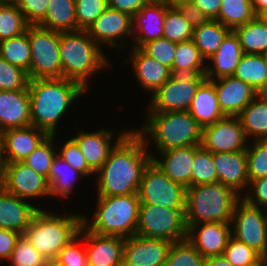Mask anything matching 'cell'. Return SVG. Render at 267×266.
Returning a JSON list of instances; mask_svg holds the SVG:
<instances>
[{
  "instance_id": "obj_1",
  "label": "cell",
  "mask_w": 267,
  "mask_h": 266,
  "mask_svg": "<svg viewBox=\"0 0 267 266\" xmlns=\"http://www.w3.org/2000/svg\"><path fill=\"white\" fill-rule=\"evenodd\" d=\"M108 159L97 174V196L138 193L145 167L152 159L147 140L135 131L118 135Z\"/></svg>"
},
{
  "instance_id": "obj_2",
  "label": "cell",
  "mask_w": 267,
  "mask_h": 266,
  "mask_svg": "<svg viewBox=\"0 0 267 266\" xmlns=\"http://www.w3.org/2000/svg\"><path fill=\"white\" fill-rule=\"evenodd\" d=\"M31 124L56 135L57 123L70 105L86 90L66 78L32 79L28 84Z\"/></svg>"
},
{
  "instance_id": "obj_3",
  "label": "cell",
  "mask_w": 267,
  "mask_h": 266,
  "mask_svg": "<svg viewBox=\"0 0 267 266\" xmlns=\"http://www.w3.org/2000/svg\"><path fill=\"white\" fill-rule=\"evenodd\" d=\"M59 52L63 78L77 82L85 90L91 75L109 67L106 55L87 30L60 32Z\"/></svg>"
},
{
  "instance_id": "obj_4",
  "label": "cell",
  "mask_w": 267,
  "mask_h": 266,
  "mask_svg": "<svg viewBox=\"0 0 267 266\" xmlns=\"http://www.w3.org/2000/svg\"><path fill=\"white\" fill-rule=\"evenodd\" d=\"M146 120L141 131L135 132L141 137L149 135L159 152L201 145L202 127L188 111L148 112Z\"/></svg>"
},
{
  "instance_id": "obj_5",
  "label": "cell",
  "mask_w": 267,
  "mask_h": 266,
  "mask_svg": "<svg viewBox=\"0 0 267 266\" xmlns=\"http://www.w3.org/2000/svg\"><path fill=\"white\" fill-rule=\"evenodd\" d=\"M97 208L93 221L83 217V225L98 235H136L139 221L140 200L138 193L119 196H97Z\"/></svg>"
},
{
  "instance_id": "obj_6",
  "label": "cell",
  "mask_w": 267,
  "mask_h": 266,
  "mask_svg": "<svg viewBox=\"0 0 267 266\" xmlns=\"http://www.w3.org/2000/svg\"><path fill=\"white\" fill-rule=\"evenodd\" d=\"M240 196L222 183L189 186L186 189V224L231 223Z\"/></svg>"
},
{
  "instance_id": "obj_7",
  "label": "cell",
  "mask_w": 267,
  "mask_h": 266,
  "mask_svg": "<svg viewBox=\"0 0 267 266\" xmlns=\"http://www.w3.org/2000/svg\"><path fill=\"white\" fill-rule=\"evenodd\" d=\"M83 216L77 213L58 216L39 209L23 234L28 241L49 261L78 233Z\"/></svg>"
},
{
  "instance_id": "obj_8",
  "label": "cell",
  "mask_w": 267,
  "mask_h": 266,
  "mask_svg": "<svg viewBox=\"0 0 267 266\" xmlns=\"http://www.w3.org/2000/svg\"><path fill=\"white\" fill-rule=\"evenodd\" d=\"M206 69H170V78L151 98L148 112L188 111L200 84L206 79Z\"/></svg>"
},
{
  "instance_id": "obj_9",
  "label": "cell",
  "mask_w": 267,
  "mask_h": 266,
  "mask_svg": "<svg viewBox=\"0 0 267 266\" xmlns=\"http://www.w3.org/2000/svg\"><path fill=\"white\" fill-rule=\"evenodd\" d=\"M31 63L28 77L32 79L63 78L59 52L60 32L29 25Z\"/></svg>"
},
{
  "instance_id": "obj_10",
  "label": "cell",
  "mask_w": 267,
  "mask_h": 266,
  "mask_svg": "<svg viewBox=\"0 0 267 266\" xmlns=\"http://www.w3.org/2000/svg\"><path fill=\"white\" fill-rule=\"evenodd\" d=\"M136 235L165 239L172 243L185 240L187 237L185 209H170L160 205L140 203Z\"/></svg>"
},
{
  "instance_id": "obj_11",
  "label": "cell",
  "mask_w": 267,
  "mask_h": 266,
  "mask_svg": "<svg viewBox=\"0 0 267 266\" xmlns=\"http://www.w3.org/2000/svg\"><path fill=\"white\" fill-rule=\"evenodd\" d=\"M241 197L242 195L238 198L233 211L231 225L234 226L231 235L254 249L263 258H267L266 210Z\"/></svg>"
},
{
  "instance_id": "obj_12",
  "label": "cell",
  "mask_w": 267,
  "mask_h": 266,
  "mask_svg": "<svg viewBox=\"0 0 267 266\" xmlns=\"http://www.w3.org/2000/svg\"><path fill=\"white\" fill-rule=\"evenodd\" d=\"M186 189L172 181L151 160L143 171L138 196L140 203L155 204L170 209H185Z\"/></svg>"
},
{
  "instance_id": "obj_13",
  "label": "cell",
  "mask_w": 267,
  "mask_h": 266,
  "mask_svg": "<svg viewBox=\"0 0 267 266\" xmlns=\"http://www.w3.org/2000/svg\"><path fill=\"white\" fill-rule=\"evenodd\" d=\"M0 186L19 198L51 196L47 178L23 162L1 163Z\"/></svg>"
},
{
  "instance_id": "obj_14",
  "label": "cell",
  "mask_w": 267,
  "mask_h": 266,
  "mask_svg": "<svg viewBox=\"0 0 267 266\" xmlns=\"http://www.w3.org/2000/svg\"><path fill=\"white\" fill-rule=\"evenodd\" d=\"M247 138L238 116H225L202 128L201 147L211 153L246 151Z\"/></svg>"
},
{
  "instance_id": "obj_15",
  "label": "cell",
  "mask_w": 267,
  "mask_h": 266,
  "mask_svg": "<svg viewBox=\"0 0 267 266\" xmlns=\"http://www.w3.org/2000/svg\"><path fill=\"white\" fill-rule=\"evenodd\" d=\"M172 242L133 235L125 238L122 266H164Z\"/></svg>"
},
{
  "instance_id": "obj_16",
  "label": "cell",
  "mask_w": 267,
  "mask_h": 266,
  "mask_svg": "<svg viewBox=\"0 0 267 266\" xmlns=\"http://www.w3.org/2000/svg\"><path fill=\"white\" fill-rule=\"evenodd\" d=\"M48 136L33 125L0 133L1 163L23 162Z\"/></svg>"
},
{
  "instance_id": "obj_17",
  "label": "cell",
  "mask_w": 267,
  "mask_h": 266,
  "mask_svg": "<svg viewBox=\"0 0 267 266\" xmlns=\"http://www.w3.org/2000/svg\"><path fill=\"white\" fill-rule=\"evenodd\" d=\"M80 237L88 243L86 249L89 266H122L125 238L120 236L98 235L82 224ZM84 233V234H83Z\"/></svg>"
},
{
  "instance_id": "obj_18",
  "label": "cell",
  "mask_w": 267,
  "mask_h": 266,
  "mask_svg": "<svg viewBox=\"0 0 267 266\" xmlns=\"http://www.w3.org/2000/svg\"><path fill=\"white\" fill-rule=\"evenodd\" d=\"M186 239L204 258L223 255L231 235V223L186 224ZM198 231V232H197Z\"/></svg>"
},
{
  "instance_id": "obj_19",
  "label": "cell",
  "mask_w": 267,
  "mask_h": 266,
  "mask_svg": "<svg viewBox=\"0 0 267 266\" xmlns=\"http://www.w3.org/2000/svg\"><path fill=\"white\" fill-rule=\"evenodd\" d=\"M133 17L108 7L87 29L89 36L99 45L115 47L122 37L133 35Z\"/></svg>"
},
{
  "instance_id": "obj_20",
  "label": "cell",
  "mask_w": 267,
  "mask_h": 266,
  "mask_svg": "<svg viewBox=\"0 0 267 266\" xmlns=\"http://www.w3.org/2000/svg\"><path fill=\"white\" fill-rule=\"evenodd\" d=\"M214 83L219 107L225 116H238L258 93L234 76L211 80Z\"/></svg>"
},
{
  "instance_id": "obj_21",
  "label": "cell",
  "mask_w": 267,
  "mask_h": 266,
  "mask_svg": "<svg viewBox=\"0 0 267 266\" xmlns=\"http://www.w3.org/2000/svg\"><path fill=\"white\" fill-rule=\"evenodd\" d=\"M217 170V182L232 189L240 196V190L248 189L249 177L246 151L212 153Z\"/></svg>"
},
{
  "instance_id": "obj_22",
  "label": "cell",
  "mask_w": 267,
  "mask_h": 266,
  "mask_svg": "<svg viewBox=\"0 0 267 266\" xmlns=\"http://www.w3.org/2000/svg\"><path fill=\"white\" fill-rule=\"evenodd\" d=\"M30 125L32 124L29 90H0V133Z\"/></svg>"
},
{
  "instance_id": "obj_23",
  "label": "cell",
  "mask_w": 267,
  "mask_h": 266,
  "mask_svg": "<svg viewBox=\"0 0 267 266\" xmlns=\"http://www.w3.org/2000/svg\"><path fill=\"white\" fill-rule=\"evenodd\" d=\"M39 208L0 186V228L23 235Z\"/></svg>"
},
{
  "instance_id": "obj_24",
  "label": "cell",
  "mask_w": 267,
  "mask_h": 266,
  "mask_svg": "<svg viewBox=\"0 0 267 266\" xmlns=\"http://www.w3.org/2000/svg\"><path fill=\"white\" fill-rule=\"evenodd\" d=\"M161 159L155 158L152 161L172 181L188 188L191 186V171L194 160V146L171 148L158 152ZM163 158V160H162Z\"/></svg>"
},
{
  "instance_id": "obj_25",
  "label": "cell",
  "mask_w": 267,
  "mask_h": 266,
  "mask_svg": "<svg viewBox=\"0 0 267 266\" xmlns=\"http://www.w3.org/2000/svg\"><path fill=\"white\" fill-rule=\"evenodd\" d=\"M170 4L161 2H148L138 13L133 16V33L135 27L138 28L137 35L133 37L136 40L133 47L141 48L145 43L162 38L163 22L166 10Z\"/></svg>"
},
{
  "instance_id": "obj_26",
  "label": "cell",
  "mask_w": 267,
  "mask_h": 266,
  "mask_svg": "<svg viewBox=\"0 0 267 266\" xmlns=\"http://www.w3.org/2000/svg\"><path fill=\"white\" fill-rule=\"evenodd\" d=\"M112 134V131L100 129L97 132H79L77 136L72 138L81 150L88 166L95 173L106 162L110 151L115 146H111Z\"/></svg>"
},
{
  "instance_id": "obj_27",
  "label": "cell",
  "mask_w": 267,
  "mask_h": 266,
  "mask_svg": "<svg viewBox=\"0 0 267 266\" xmlns=\"http://www.w3.org/2000/svg\"><path fill=\"white\" fill-rule=\"evenodd\" d=\"M243 54L238 37L231 31L216 53L208 59L213 65L206 68V79L214 80V78L233 76Z\"/></svg>"
},
{
  "instance_id": "obj_28",
  "label": "cell",
  "mask_w": 267,
  "mask_h": 266,
  "mask_svg": "<svg viewBox=\"0 0 267 266\" xmlns=\"http://www.w3.org/2000/svg\"><path fill=\"white\" fill-rule=\"evenodd\" d=\"M130 53L135 76L150 93H154L170 78V68L147 55L141 48L133 47Z\"/></svg>"
},
{
  "instance_id": "obj_29",
  "label": "cell",
  "mask_w": 267,
  "mask_h": 266,
  "mask_svg": "<svg viewBox=\"0 0 267 266\" xmlns=\"http://www.w3.org/2000/svg\"><path fill=\"white\" fill-rule=\"evenodd\" d=\"M188 112L204 128L225 117L221 111L214 83L205 79L197 89Z\"/></svg>"
},
{
  "instance_id": "obj_30",
  "label": "cell",
  "mask_w": 267,
  "mask_h": 266,
  "mask_svg": "<svg viewBox=\"0 0 267 266\" xmlns=\"http://www.w3.org/2000/svg\"><path fill=\"white\" fill-rule=\"evenodd\" d=\"M37 25L57 32L76 31L75 0H49L46 15Z\"/></svg>"
},
{
  "instance_id": "obj_31",
  "label": "cell",
  "mask_w": 267,
  "mask_h": 266,
  "mask_svg": "<svg viewBox=\"0 0 267 266\" xmlns=\"http://www.w3.org/2000/svg\"><path fill=\"white\" fill-rule=\"evenodd\" d=\"M247 140H267V100L258 94L238 115Z\"/></svg>"
},
{
  "instance_id": "obj_32",
  "label": "cell",
  "mask_w": 267,
  "mask_h": 266,
  "mask_svg": "<svg viewBox=\"0 0 267 266\" xmlns=\"http://www.w3.org/2000/svg\"><path fill=\"white\" fill-rule=\"evenodd\" d=\"M233 76L262 94L267 89V64L263 54L244 53Z\"/></svg>"
},
{
  "instance_id": "obj_33",
  "label": "cell",
  "mask_w": 267,
  "mask_h": 266,
  "mask_svg": "<svg viewBox=\"0 0 267 266\" xmlns=\"http://www.w3.org/2000/svg\"><path fill=\"white\" fill-rule=\"evenodd\" d=\"M245 54H263L267 50V24L260 16L233 30Z\"/></svg>"
},
{
  "instance_id": "obj_34",
  "label": "cell",
  "mask_w": 267,
  "mask_h": 266,
  "mask_svg": "<svg viewBox=\"0 0 267 266\" xmlns=\"http://www.w3.org/2000/svg\"><path fill=\"white\" fill-rule=\"evenodd\" d=\"M231 32L217 20H210L208 23L194 29L193 41L199 49L202 57L208 60L221 46L225 37Z\"/></svg>"
},
{
  "instance_id": "obj_35",
  "label": "cell",
  "mask_w": 267,
  "mask_h": 266,
  "mask_svg": "<svg viewBox=\"0 0 267 266\" xmlns=\"http://www.w3.org/2000/svg\"><path fill=\"white\" fill-rule=\"evenodd\" d=\"M82 176L84 175L81 172L72 168L62 158L56 155L51 164L49 177L47 179L51 197H67L72 192L74 183H76L75 181H77L79 177L82 178Z\"/></svg>"
},
{
  "instance_id": "obj_36",
  "label": "cell",
  "mask_w": 267,
  "mask_h": 266,
  "mask_svg": "<svg viewBox=\"0 0 267 266\" xmlns=\"http://www.w3.org/2000/svg\"><path fill=\"white\" fill-rule=\"evenodd\" d=\"M0 57L29 73L31 63L29 26L19 36L0 41Z\"/></svg>"
},
{
  "instance_id": "obj_37",
  "label": "cell",
  "mask_w": 267,
  "mask_h": 266,
  "mask_svg": "<svg viewBox=\"0 0 267 266\" xmlns=\"http://www.w3.org/2000/svg\"><path fill=\"white\" fill-rule=\"evenodd\" d=\"M255 16L252 0H221V8L215 20L233 31L251 21Z\"/></svg>"
},
{
  "instance_id": "obj_38",
  "label": "cell",
  "mask_w": 267,
  "mask_h": 266,
  "mask_svg": "<svg viewBox=\"0 0 267 266\" xmlns=\"http://www.w3.org/2000/svg\"><path fill=\"white\" fill-rule=\"evenodd\" d=\"M28 26L16 2L0 1V41L19 36Z\"/></svg>"
},
{
  "instance_id": "obj_39",
  "label": "cell",
  "mask_w": 267,
  "mask_h": 266,
  "mask_svg": "<svg viewBox=\"0 0 267 266\" xmlns=\"http://www.w3.org/2000/svg\"><path fill=\"white\" fill-rule=\"evenodd\" d=\"M194 29L182 14L171 5L165 13L163 22V38L181 43L193 39Z\"/></svg>"
},
{
  "instance_id": "obj_40",
  "label": "cell",
  "mask_w": 267,
  "mask_h": 266,
  "mask_svg": "<svg viewBox=\"0 0 267 266\" xmlns=\"http://www.w3.org/2000/svg\"><path fill=\"white\" fill-rule=\"evenodd\" d=\"M217 183L212 153L200 145H194V160L191 171V186Z\"/></svg>"
},
{
  "instance_id": "obj_41",
  "label": "cell",
  "mask_w": 267,
  "mask_h": 266,
  "mask_svg": "<svg viewBox=\"0 0 267 266\" xmlns=\"http://www.w3.org/2000/svg\"><path fill=\"white\" fill-rule=\"evenodd\" d=\"M55 135H48L42 143L23 161L36 173H39L48 179L51 164L57 155L53 148Z\"/></svg>"
},
{
  "instance_id": "obj_42",
  "label": "cell",
  "mask_w": 267,
  "mask_h": 266,
  "mask_svg": "<svg viewBox=\"0 0 267 266\" xmlns=\"http://www.w3.org/2000/svg\"><path fill=\"white\" fill-rule=\"evenodd\" d=\"M205 258L187 240L174 242L164 266H204Z\"/></svg>"
},
{
  "instance_id": "obj_43",
  "label": "cell",
  "mask_w": 267,
  "mask_h": 266,
  "mask_svg": "<svg viewBox=\"0 0 267 266\" xmlns=\"http://www.w3.org/2000/svg\"><path fill=\"white\" fill-rule=\"evenodd\" d=\"M253 141V147L246 148L249 185L267 176V140Z\"/></svg>"
},
{
  "instance_id": "obj_44",
  "label": "cell",
  "mask_w": 267,
  "mask_h": 266,
  "mask_svg": "<svg viewBox=\"0 0 267 266\" xmlns=\"http://www.w3.org/2000/svg\"><path fill=\"white\" fill-rule=\"evenodd\" d=\"M8 261L11 266H46L48 262L24 235L16 242Z\"/></svg>"
},
{
  "instance_id": "obj_45",
  "label": "cell",
  "mask_w": 267,
  "mask_h": 266,
  "mask_svg": "<svg viewBox=\"0 0 267 266\" xmlns=\"http://www.w3.org/2000/svg\"><path fill=\"white\" fill-rule=\"evenodd\" d=\"M223 255L233 266H252L263 258L254 249L232 236L227 242Z\"/></svg>"
},
{
  "instance_id": "obj_46",
  "label": "cell",
  "mask_w": 267,
  "mask_h": 266,
  "mask_svg": "<svg viewBox=\"0 0 267 266\" xmlns=\"http://www.w3.org/2000/svg\"><path fill=\"white\" fill-rule=\"evenodd\" d=\"M28 73L0 57V90L14 91L28 89Z\"/></svg>"
},
{
  "instance_id": "obj_47",
  "label": "cell",
  "mask_w": 267,
  "mask_h": 266,
  "mask_svg": "<svg viewBox=\"0 0 267 266\" xmlns=\"http://www.w3.org/2000/svg\"><path fill=\"white\" fill-rule=\"evenodd\" d=\"M205 59L193 40L177 43L172 68L177 69H206Z\"/></svg>"
},
{
  "instance_id": "obj_48",
  "label": "cell",
  "mask_w": 267,
  "mask_h": 266,
  "mask_svg": "<svg viewBox=\"0 0 267 266\" xmlns=\"http://www.w3.org/2000/svg\"><path fill=\"white\" fill-rule=\"evenodd\" d=\"M107 8L108 0H75L77 30H87Z\"/></svg>"
},
{
  "instance_id": "obj_49",
  "label": "cell",
  "mask_w": 267,
  "mask_h": 266,
  "mask_svg": "<svg viewBox=\"0 0 267 266\" xmlns=\"http://www.w3.org/2000/svg\"><path fill=\"white\" fill-rule=\"evenodd\" d=\"M176 48V42L163 37L149 41L141 47L147 55L170 69H172Z\"/></svg>"
},
{
  "instance_id": "obj_50",
  "label": "cell",
  "mask_w": 267,
  "mask_h": 266,
  "mask_svg": "<svg viewBox=\"0 0 267 266\" xmlns=\"http://www.w3.org/2000/svg\"><path fill=\"white\" fill-rule=\"evenodd\" d=\"M79 238L80 233L59 251L55 260L65 266H89L86 249L77 244Z\"/></svg>"
},
{
  "instance_id": "obj_51",
  "label": "cell",
  "mask_w": 267,
  "mask_h": 266,
  "mask_svg": "<svg viewBox=\"0 0 267 266\" xmlns=\"http://www.w3.org/2000/svg\"><path fill=\"white\" fill-rule=\"evenodd\" d=\"M61 148V151H59L57 155L72 168L81 172L84 176L95 174V172L88 166L85 157L72 138L66 141Z\"/></svg>"
},
{
  "instance_id": "obj_52",
  "label": "cell",
  "mask_w": 267,
  "mask_h": 266,
  "mask_svg": "<svg viewBox=\"0 0 267 266\" xmlns=\"http://www.w3.org/2000/svg\"><path fill=\"white\" fill-rule=\"evenodd\" d=\"M29 25H37L46 15L49 0H16Z\"/></svg>"
},
{
  "instance_id": "obj_53",
  "label": "cell",
  "mask_w": 267,
  "mask_h": 266,
  "mask_svg": "<svg viewBox=\"0 0 267 266\" xmlns=\"http://www.w3.org/2000/svg\"><path fill=\"white\" fill-rule=\"evenodd\" d=\"M173 6L182 14L189 22L193 29L208 23L211 19L202 12L192 0H184L173 4Z\"/></svg>"
},
{
  "instance_id": "obj_54",
  "label": "cell",
  "mask_w": 267,
  "mask_h": 266,
  "mask_svg": "<svg viewBox=\"0 0 267 266\" xmlns=\"http://www.w3.org/2000/svg\"><path fill=\"white\" fill-rule=\"evenodd\" d=\"M251 193L244 194V198L251 204L258 205L260 207H267V176L257 181H253L251 184Z\"/></svg>"
},
{
  "instance_id": "obj_55",
  "label": "cell",
  "mask_w": 267,
  "mask_h": 266,
  "mask_svg": "<svg viewBox=\"0 0 267 266\" xmlns=\"http://www.w3.org/2000/svg\"><path fill=\"white\" fill-rule=\"evenodd\" d=\"M21 234L0 228V261L9 260Z\"/></svg>"
},
{
  "instance_id": "obj_56",
  "label": "cell",
  "mask_w": 267,
  "mask_h": 266,
  "mask_svg": "<svg viewBox=\"0 0 267 266\" xmlns=\"http://www.w3.org/2000/svg\"><path fill=\"white\" fill-rule=\"evenodd\" d=\"M148 2V0H108V7L133 17Z\"/></svg>"
},
{
  "instance_id": "obj_57",
  "label": "cell",
  "mask_w": 267,
  "mask_h": 266,
  "mask_svg": "<svg viewBox=\"0 0 267 266\" xmlns=\"http://www.w3.org/2000/svg\"><path fill=\"white\" fill-rule=\"evenodd\" d=\"M193 3L210 19L215 20L218 17L221 0H192Z\"/></svg>"
},
{
  "instance_id": "obj_58",
  "label": "cell",
  "mask_w": 267,
  "mask_h": 266,
  "mask_svg": "<svg viewBox=\"0 0 267 266\" xmlns=\"http://www.w3.org/2000/svg\"><path fill=\"white\" fill-rule=\"evenodd\" d=\"M204 266H233L224 255L205 258Z\"/></svg>"
},
{
  "instance_id": "obj_59",
  "label": "cell",
  "mask_w": 267,
  "mask_h": 266,
  "mask_svg": "<svg viewBox=\"0 0 267 266\" xmlns=\"http://www.w3.org/2000/svg\"><path fill=\"white\" fill-rule=\"evenodd\" d=\"M252 7L254 14L260 16L267 11V0H252Z\"/></svg>"
},
{
  "instance_id": "obj_60",
  "label": "cell",
  "mask_w": 267,
  "mask_h": 266,
  "mask_svg": "<svg viewBox=\"0 0 267 266\" xmlns=\"http://www.w3.org/2000/svg\"><path fill=\"white\" fill-rule=\"evenodd\" d=\"M46 266H65V265H62L61 263L57 262L55 259L54 260H49L47 262V265Z\"/></svg>"
},
{
  "instance_id": "obj_61",
  "label": "cell",
  "mask_w": 267,
  "mask_h": 266,
  "mask_svg": "<svg viewBox=\"0 0 267 266\" xmlns=\"http://www.w3.org/2000/svg\"><path fill=\"white\" fill-rule=\"evenodd\" d=\"M252 266H267V258H262L259 262Z\"/></svg>"
},
{
  "instance_id": "obj_62",
  "label": "cell",
  "mask_w": 267,
  "mask_h": 266,
  "mask_svg": "<svg viewBox=\"0 0 267 266\" xmlns=\"http://www.w3.org/2000/svg\"><path fill=\"white\" fill-rule=\"evenodd\" d=\"M149 2H161L169 4V0H148Z\"/></svg>"
},
{
  "instance_id": "obj_63",
  "label": "cell",
  "mask_w": 267,
  "mask_h": 266,
  "mask_svg": "<svg viewBox=\"0 0 267 266\" xmlns=\"http://www.w3.org/2000/svg\"><path fill=\"white\" fill-rule=\"evenodd\" d=\"M260 17L265 21V23L267 24V11H265L262 15H260Z\"/></svg>"
},
{
  "instance_id": "obj_64",
  "label": "cell",
  "mask_w": 267,
  "mask_h": 266,
  "mask_svg": "<svg viewBox=\"0 0 267 266\" xmlns=\"http://www.w3.org/2000/svg\"><path fill=\"white\" fill-rule=\"evenodd\" d=\"M181 1H184V0H169V4L173 5V4H175L177 2H181Z\"/></svg>"
},
{
  "instance_id": "obj_65",
  "label": "cell",
  "mask_w": 267,
  "mask_h": 266,
  "mask_svg": "<svg viewBox=\"0 0 267 266\" xmlns=\"http://www.w3.org/2000/svg\"><path fill=\"white\" fill-rule=\"evenodd\" d=\"M263 56H264L266 64H267V50L263 53Z\"/></svg>"
},
{
  "instance_id": "obj_66",
  "label": "cell",
  "mask_w": 267,
  "mask_h": 266,
  "mask_svg": "<svg viewBox=\"0 0 267 266\" xmlns=\"http://www.w3.org/2000/svg\"><path fill=\"white\" fill-rule=\"evenodd\" d=\"M262 95L265 97V99L267 100V89L262 93Z\"/></svg>"
},
{
  "instance_id": "obj_67",
  "label": "cell",
  "mask_w": 267,
  "mask_h": 266,
  "mask_svg": "<svg viewBox=\"0 0 267 266\" xmlns=\"http://www.w3.org/2000/svg\"><path fill=\"white\" fill-rule=\"evenodd\" d=\"M1 167H2V164H1V161H0V177H1Z\"/></svg>"
},
{
  "instance_id": "obj_68",
  "label": "cell",
  "mask_w": 267,
  "mask_h": 266,
  "mask_svg": "<svg viewBox=\"0 0 267 266\" xmlns=\"http://www.w3.org/2000/svg\"><path fill=\"white\" fill-rule=\"evenodd\" d=\"M2 1H11V2H15L16 0H2Z\"/></svg>"
}]
</instances>
